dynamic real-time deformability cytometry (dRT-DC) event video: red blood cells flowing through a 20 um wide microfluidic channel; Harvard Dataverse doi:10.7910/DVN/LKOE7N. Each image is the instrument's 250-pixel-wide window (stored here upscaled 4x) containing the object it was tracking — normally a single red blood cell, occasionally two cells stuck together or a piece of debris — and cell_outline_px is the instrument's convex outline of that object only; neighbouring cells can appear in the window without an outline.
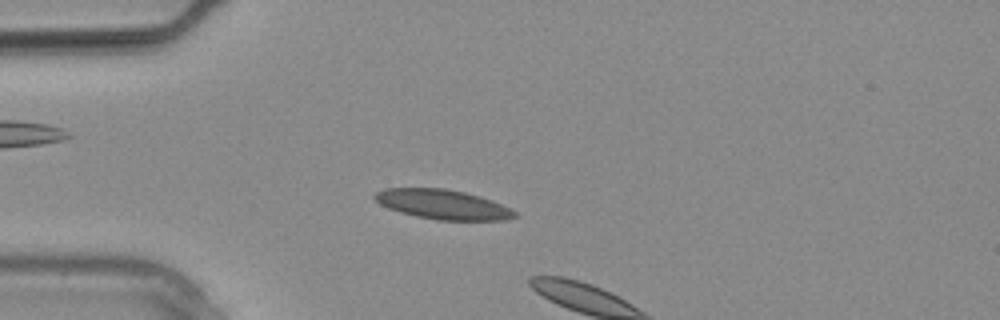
{"species": "common noctule bat (a hibernating species)", "species_latin": "Nyctalus noctula", "temperature_condition": "warm", "stored_images_in_passage": 7, "camera_frame_rate_fps": 3000, "um_per_image_px": 0.085, "animal": {"sex": "male", "body_mass_g": 20.4}, "frame": {"image": 1, "passage_image": 6, "time_ms": 1.667, "image_size_px": [1000, 320], "cell_outline_px": [[516, 216], [508, 220], [436, 220], [416, 216], [400, 212], [388, 208], [380, 204], [372, 196], [376, 192], [384, 188], [444, 188], [464, 192], [480, 196], [492, 200], [516, 212]], "centroid_in_image_um": [37.61, 17.37], "position_along_channel_um": 47.4, "area_um2": 24.1}}